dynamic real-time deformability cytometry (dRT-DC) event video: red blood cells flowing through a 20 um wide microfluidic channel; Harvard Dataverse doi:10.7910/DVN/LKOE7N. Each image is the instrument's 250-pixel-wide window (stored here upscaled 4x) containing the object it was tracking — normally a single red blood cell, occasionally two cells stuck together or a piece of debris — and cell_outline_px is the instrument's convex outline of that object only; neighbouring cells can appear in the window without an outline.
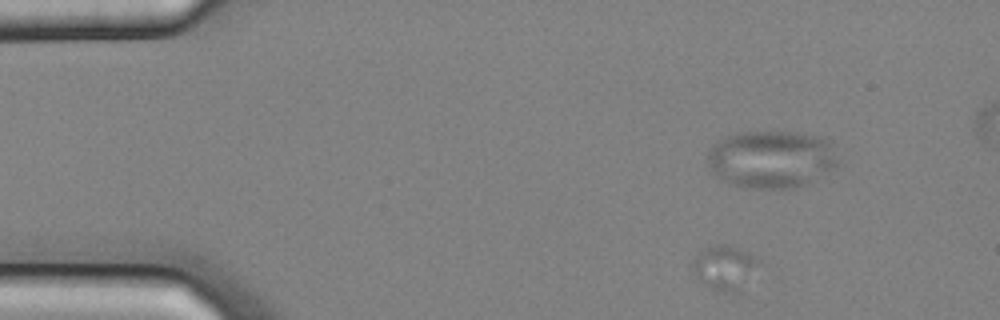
{"species": "common noctule bat (a hibernating species)", "species_latin": "Nyctalus noctula", "temperature_condition": "cold", "stored_images_in_passage": 3, "camera_frame_rate_fps": 3000, "um_per_image_px": 0.085, "animal": {"sex": "male", "body_mass_g": 20.4}, "frame": {"image": 1, "passage_image": 1, "time_ms": 0.0, "image_size_px": [1000, 320], "cell_outline_px": [[760, 264], [740, 296], [712, 288], [700, 280], [692, 272], [692, 264], [696, 256], [704, 248], [716, 244], [724, 244], [740, 248], [748, 252], [760, 260]], "centroid_in_image_um": [61.66, 22.77], "position_along_channel_um": 23.3, "area_um2": 17.51}}